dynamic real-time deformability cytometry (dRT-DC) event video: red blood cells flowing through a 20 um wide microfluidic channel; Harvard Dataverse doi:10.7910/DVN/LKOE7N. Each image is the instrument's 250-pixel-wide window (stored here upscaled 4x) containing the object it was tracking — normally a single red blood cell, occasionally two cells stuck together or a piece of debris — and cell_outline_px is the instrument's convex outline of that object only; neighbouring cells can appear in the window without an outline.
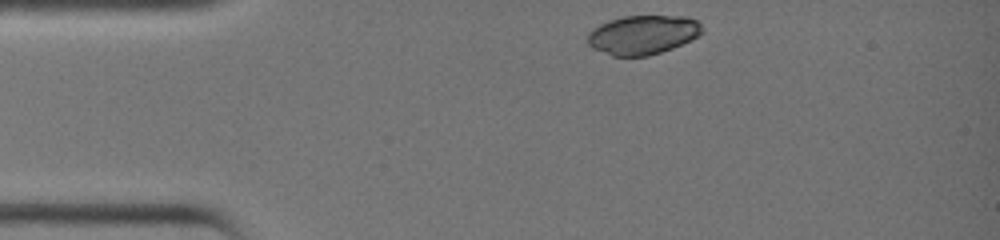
{"species": "common noctule bat (a hibernating species)", "species_latin": "Nyctalus noctula", "temperature_condition": "warm", "stored_images_in_passage": 27, "camera_frame_rate_fps": 3000, "um_per_image_px": 0.085, "animal": {"sex": "female", "body_mass_g": 19.0, "forearm_length_mm": 51.5}, "frame": {"image": 1, "passage_image": 1, "time_ms": 0.0, "image_size_px": [1000, 240], "cell_outline_px": [[704, 32], [692, 40], [672, 48], [648, 56], [612, 56], [592, 48], [588, 44], [588, 32], [592, 28], [608, 20], [624, 16], [684, 16], [696, 20], [704, 28]], "centroid_in_image_um": [54.64, 2.95], "position_along_channel_um": 30.4, "area_um2": 26.3}}
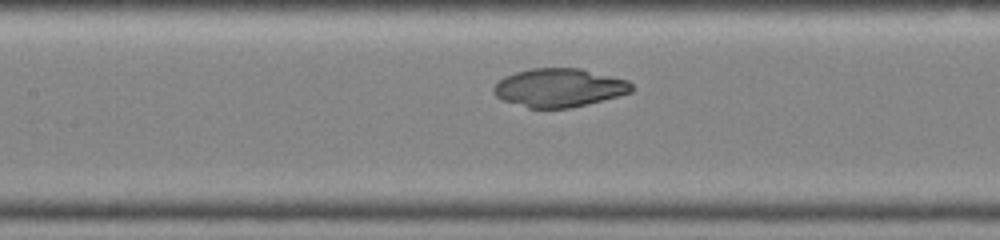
{"frame": {"image": 2, "passage_image": 12, "time_ms": 3.667, "image_size_px": [1000, 240], "cell_outline_px": [[632, 92], [588, 104], [572, 108], [528, 108], [500, 100], [492, 92], [492, 88], [504, 76], [516, 72], [532, 68], [580, 68], [628, 80], [632, 84]], "centroid_in_image_um": [47.5, 7.46], "position_along_channel_um": 159.9, "area_um2": 31.1}}
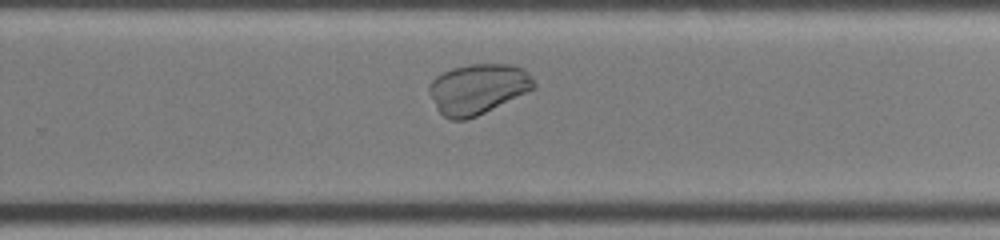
{"frame": {"image": 3, "passage_image": 20, "time_ms": 6.333, "image_size_px": [1000, 240], "cell_outline_px": [[536, 88], [528, 92], [476, 116], [464, 120], [452, 120], [444, 116], [436, 108], [428, 92], [428, 84], [436, 76], [452, 68], [468, 64], [512, 64], [524, 68], [532, 76], [536, 84]], "centroid_in_image_um": [40.62, 7.54], "position_along_channel_um": 289.2, "area_um2": 30.87}}